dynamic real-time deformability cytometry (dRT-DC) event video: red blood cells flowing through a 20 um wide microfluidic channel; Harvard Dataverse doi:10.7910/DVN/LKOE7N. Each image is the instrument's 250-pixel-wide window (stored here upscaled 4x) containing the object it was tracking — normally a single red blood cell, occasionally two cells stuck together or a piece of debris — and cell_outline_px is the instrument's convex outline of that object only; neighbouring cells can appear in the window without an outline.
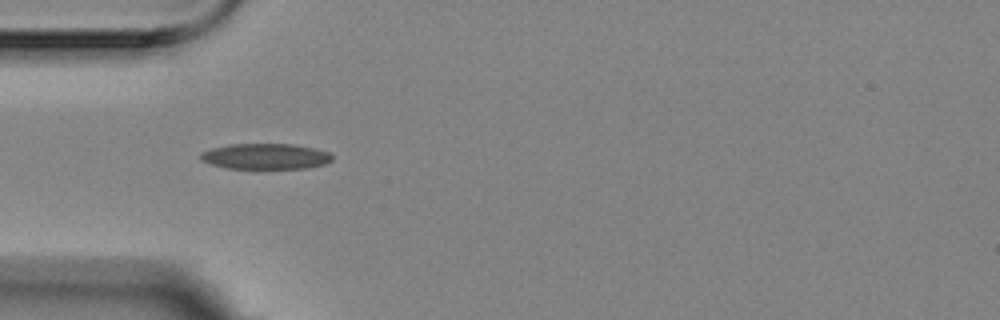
{"species": "Egyptian fruit bat (a non-hibernating species)", "species_latin": "Rousettus aegyptiacus", "temperature_condition": "room temperature", "stored_images_in_passage": 5, "camera_frame_rate_fps": 3000, "um_per_image_px": 0.085, "animal": {"sex": "female"}, "frame": {"image": 1, "passage_image": 4, "time_ms": 1.0, "image_size_px": [1000, 320], "cell_outline_px": [[332, 160], [324, 164], [308, 168], [228, 168], [212, 164], [200, 160], [200, 152], [212, 148], [232, 144], [292, 144], [312, 148], [328, 152], [332, 156]], "centroid_in_image_um": [22.55, 13.29], "position_along_channel_um": 62.5, "area_um2": 19.48}}
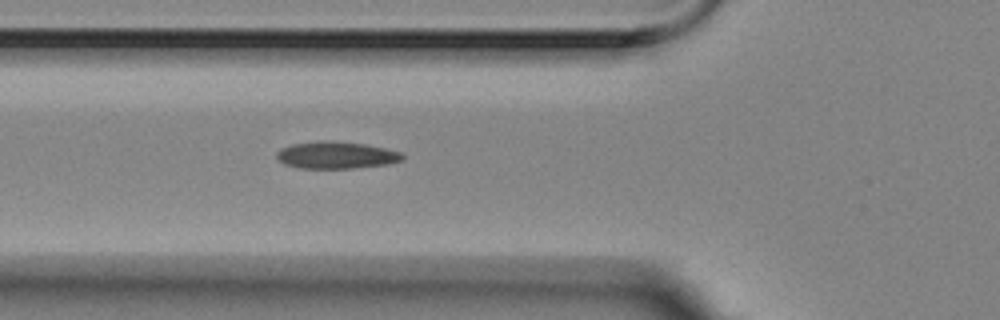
{"frame": {"image": 2, "passage_image": 5, "time_ms": 1.333, "image_size_px": [1000, 320], "cell_outline_px": [[404, 160], [388, 164], [352, 168], [300, 168], [284, 164], [276, 156], [276, 152], [280, 148], [292, 144], [324, 140], [332, 140], [364, 144], [384, 148], [400, 152], [404, 156]], "centroid_in_image_um": [28.57, 13.18], "position_along_channel_um": 97.2, "area_um2": 19.83}}